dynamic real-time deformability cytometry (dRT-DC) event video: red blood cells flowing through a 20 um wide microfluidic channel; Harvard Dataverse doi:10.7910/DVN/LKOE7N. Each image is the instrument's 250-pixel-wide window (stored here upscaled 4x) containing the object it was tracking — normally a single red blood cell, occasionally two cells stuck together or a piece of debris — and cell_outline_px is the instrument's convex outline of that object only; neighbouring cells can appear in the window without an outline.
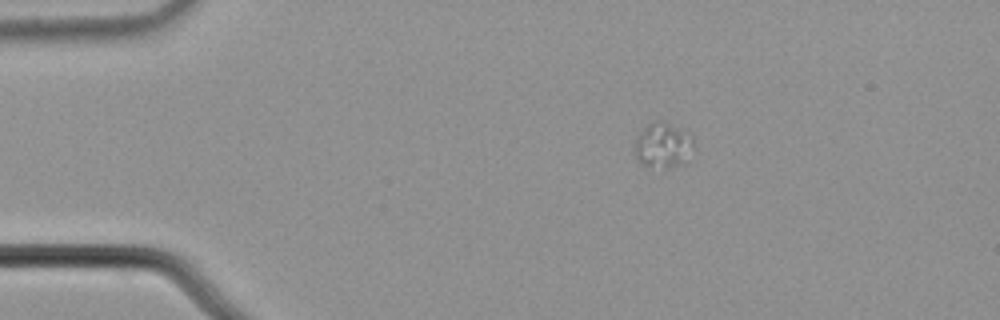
{"species": "common noctule bat (a hibernating species)", "species_latin": "Nyctalus noctula", "temperature_condition": "cold", "stored_images_in_passage": 2, "camera_frame_rate_fps": 3000, "um_per_image_px": 0.085, "animal": {"sex": "male", "body_mass_g": 21.5, "forearm_length_mm": 52.0}, "frame": {"image": 1, "passage_image": 1, "time_ms": 0.0, "image_size_px": [1000, 320], "cell_outline_px": [[692, 144], [684, 164], [668, 168], [648, 168], [636, 156], [636, 140], [640, 132], [652, 120], [660, 120], [692, 136]], "centroid_in_image_um": [56.32, 12.37], "position_along_channel_um": 28.7, "area_um2": 15.03}}